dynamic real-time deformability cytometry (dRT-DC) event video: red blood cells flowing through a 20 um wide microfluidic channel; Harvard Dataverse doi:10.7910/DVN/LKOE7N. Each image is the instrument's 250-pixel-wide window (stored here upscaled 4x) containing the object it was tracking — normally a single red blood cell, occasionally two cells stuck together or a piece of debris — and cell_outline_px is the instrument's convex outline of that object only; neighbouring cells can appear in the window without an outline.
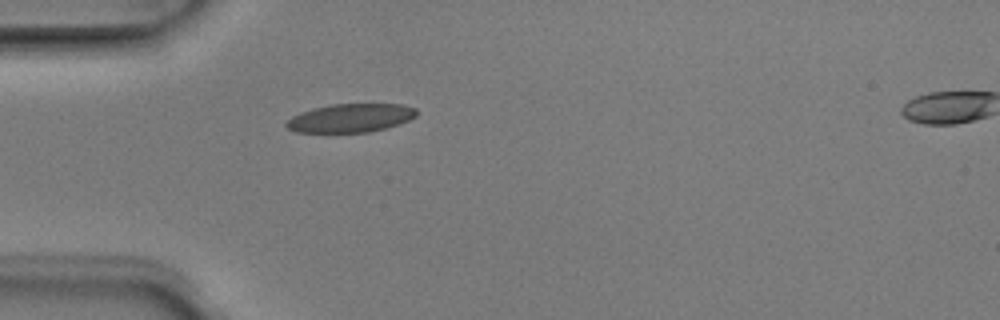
{"species": "Egyptian fruit bat (a non-hibernating species)", "species_latin": "Rousettus aegyptiacus", "temperature_condition": "room temperature", "stored_images_in_passage": 2, "segment_of_instrument_passage": [1, 2], "camera_frame_rate_fps": 3000, "um_per_image_px": 0.085, "animal": {"sex": "male"}, "frame": {"image": 1, "passage_image": 1, "time_ms": 0.0, "image_size_px": [1000, 320], "cell_outline_px": [[416, 116], [400, 124], [368, 132], [296, 132], [288, 128], [284, 124], [292, 116], [300, 112], [312, 108], [332, 104], [404, 104], [416, 108]], "centroid_in_image_um": [29.79, 10.02], "position_along_channel_um": 55.2, "area_um2": 21.62}}